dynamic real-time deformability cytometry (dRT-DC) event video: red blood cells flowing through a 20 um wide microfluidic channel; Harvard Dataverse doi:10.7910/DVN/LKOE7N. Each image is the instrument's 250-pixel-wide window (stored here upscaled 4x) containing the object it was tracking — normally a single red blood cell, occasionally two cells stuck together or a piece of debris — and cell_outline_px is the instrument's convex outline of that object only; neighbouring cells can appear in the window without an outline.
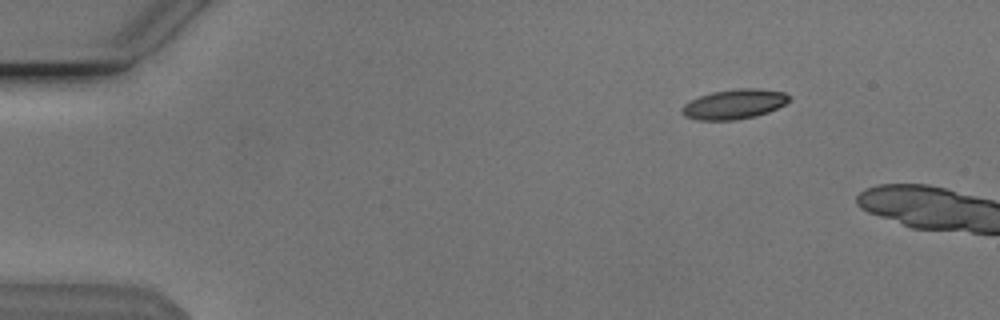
{"species": "Egyptian fruit bat (a non-hibernating species)", "species_latin": "Rousettus aegyptiacus", "temperature_condition": "cold", "stored_images_in_passage": 6, "camera_frame_rate_fps": 3000, "um_per_image_px": 0.085, "animal": {"sex": "male"}, "frame": {"image": 1, "passage_image": 2, "time_ms": 0.333, "image_size_px": [1000, 320], "cell_outline_px": [[792, 96], [784, 104], [768, 112], [756, 116], [732, 120], [696, 120], [684, 116], [680, 112], [680, 108], [684, 104], [700, 96], [712, 92], [736, 88], [756, 88], [784, 92]], "centroid_in_image_um": [62.38, 8.85], "position_along_channel_um": 22.6, "area_um2": 18.61}}